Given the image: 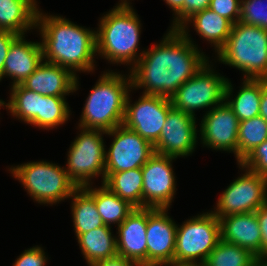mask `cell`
Returning a JSON list of instances; mask_svg holds the SVG:
<instances>
[{
    "label": "cell",
    "mask_w": 267,
    "mask_h": 266,
    "mask_svg": "<svg viewBox=\"0 0 267 266\" xmlns=\"http://www.w3.org/2000/svg\"><path fill=\"white\" fill-rule=\"evenodd\" d=\"M188 36L183 25L171 29L150 51H143L130 72L131 86L145 87V95L170 99L208 61Z\"/></svg>",
    "instance_id": "6da1fadb"
},
{
    "label": "cell",
    "mask_w": 267,
    "mask_h": 266,
    "mask_svg": "<svg viewBox=\"0 0 267 266\" xmlns=\"http://www.w3.org/2000/svg\"><path fill=\"white\" fill-rule=\"evenodd\" d=\"M37 26L41 29L43 59L46 62L71 72L93 71V58L97 52L95 31L75 25L60 16L43 15L40 11L37 14Z\"/></svg>",
    "instance_id": "7a4b0ae2"
},
{
    "label": "cell",
    "mask_w": 267,
    "mask_h": 266,
    "mask_svg": "<svg viewBox=\"0 0 267 266\" xmlns=\"http://www.w3.org/2000/svg\"><path fill=\"white\" fill-rule=\"evenodd\" d=\"M100 77L86 99L79 127L108 132L123 124L131 77L127 81L110 71Z\"/></svg>",
    "instance_id": "3957f363"
},
{
    "label": "cell",
    "mask_w": 267,
    "mask_h": 266,
    "mask_svg": "<svg viewBox=\"0 0 267 266\" xmlns=\"http://www.w3.org/2000/svg\"><path fill=\"white\" fill-rule=\"evenodd\" d=\"M99 26L96 51L113 63L128 64L134 60L135 65L141 25L127 0L104 15Z\"/></svg>",
    "instance_id": "277c9868"
},
{
    "label": "cell",
    "mask_w": 267,
    "mask_h": 266,
    "mask_svg": "<svg viewBox=\"0 0 267 266\" xmlns=\"http://www.w3.org/2000/svg\"><path fill=\"white\" fill-rule=\"evenodd\" d=\"M219 61L245 72L246 78L267 79V30L238 21L232 26Z\"/></svg>",
    "instance_id": "5b68a950"
},
{
    "label": "cell",
    "mask_w": 267,
    "mask_h": 266,
    "mask_svg": "<svg viewBox=\"0 0 267 266\" xmlns=\"http://www.w3.org/2000/svg\"><path fill=\"white\" fill-rule=\"evenodd\" d=\"M220 240L219 219L213 211L184 222L177 226L174 266H202Z\"/></svg>",
    "instance_id": "8992f818"
},
{
    "label": "cell",
    "mask_w": 267,
    "mask_h": 266,
    "mask_svg": "<svg viewBox=\"0 0 267 266\" xmlns=\"http://www.w3.org/2000/svg\"><path fill=\"white\" fill-rule=\"evenodd\" d=\"M65 169L46 161L29 162L10 168L13 176L20 180L31 197L44 204L69 198L78 189Z\"/></svg>",
    "instance_id": "52a82bcc"
},
{
    "label": "cell",
    "mask_w": 267,
    "mask_h": 266,
    "mask_svg": "<svg viewBox=\"0 0 267 266\" xmlns=\"http://www.w3.org/2000/svg\"><path fill=\"white\" fill-rule=\"evenodd\" d=\"M82 129L70 146L66 172L78 188L90 185L89 180L99 174L105 179V131Z\"/></svg>",
    "instance_id": "ba28073f"
},
{
    "label": "cell",
    "mask_w": 267,
    "mask_h": 266,
    "mask_svg": "<svg viewBox=\"0 0 267 266\" xmlns=\"http://www.w3.org/2000/svg\"><path fill=\"white\" fill-rule=\"evenodd\" d=\"M206 62L170 98L174 109L195 116L194 110L221 104L225 101L227 78L215 74Z\"/></svg>",
    "instance_id": "9c48e42d"
},
{
    "label": "cell",
    "mask_w": 267,
    "mask_h": 266,
    "mask_svg": "<svg viewBox=\"0 0 267 266\" xmlns=\"http://www.w3.org/2000/svg\"><path fill=\"white\" fill-rule=\"evenodd\" d=\"M106 134L115 137L109 151L105 152V173L141 168L155 154L151 142L124 124Z\"/></svg>",
    "instance_id": "30bf717a"
},
{
    "label": "cell",
    "mask_w": 267,
    "mask_h": 266,
    "mask_svg": "<svg viewBox=\"0 0 267 266\" xmlns=\"http://www.w3.org/2000/svg\"><path fill=\"white\" fill-rule=\"evenodd\" d=\"M222 193L217 202V218L233 214L256 212L267 202V177L246 169Z\"/></svg>",
    "instance_id": "8fae6325"
},
{
    "label": "cell",
    "mask_w": 267,
    "mask_h": 266,
    "mask_svg": "<svg viewBox=\"0 0 267 266\" xmlns=\"http://www.w3.org/2000/svg\"><path fill=\"white\" fill-rule=\"evenodd\" d=\"M173 108L171 99L143 94L133 105L126 99L123 124L154 144L160 137L168 112Z\"/></svg>",
    "instance_id": "7c38bea8"
},
{
    "label": "cell",
    "mask_w": 267,
    "mask_h": 266,
    "mask_svg": "<svg viewBox=\"0 0 267 266\" xmlns=\"http://www.w3.org/2000/svg\"><path fill=\"white\" fill-rule=\"evenodd\" d=\"M172 156L155 153L142 167L143 208L168 209L175 194Z\"/></svg>",
    "instance_id": "4fadbf2b"
},
{
    "label": "cell",
    "mask_w": 267,
    "mask_h": 266,
    "mask_svg": "<svg viewBox=\"0 0 267 266\" xmlns=\"http://www.w3.org/2000/svg\"><path fill=\"white\" fill-rule=\"evenodd\" d=\"M166 212L147 208V266H174L177 225Z\"/></svg>",
    "instance_id": "5bb4252c"
},
{
    "label": "cell",
    "mask_w": 267,
    "mask_h": 266,
    "mask_svg": "<svg viewBox=\"0 0 267 266\" xmlns=\"http://www.w3.org/2000/svg\"><path fill=\"white\" fill-rule=\"evenodd\" d=\"M195 117L172 108L162 127L159 139L153 144L154 151L164 156H187L196 146Z\"/></svg>",
    "instance_id": "9a60e30c"
},
{
    "label": "cell",
    "mask_w": 267,
    "mask_h": 266,
    "mask_svg": "<svg viewBox=\"0 0 267 266\" xmlns=\"http://www.w3.org/2000/svg\"><path fill=\"white\" fill-rule=\"evenodd\" d=\"M201 140L213 149L234 152L238 161L239 119L226 103L212 107L201 121Z\"/></svg>",
    "instance_id": "2e32d148"
},
{
    "label": "cell",
    "mask_w": 267,
    "mask_h": 266,
    "mask_svg": "<svg viewBox=\"0 0 267 266\" xmlns=\"http://www.w3.org/2000/svg\"><path fill=\"white\" fill-rule=\"evenodd\" d=\"M147 208H135L129 216L118 225L117 254L147 266Z\"/></svg>",
    "instance_id": "e0dca14e"
},
{
    "label": "cell",
    "mask_w": 267,
    "mask_h": 266,
    "mask_svg": "<svg viewBox=\"0 0 267 266\" xmlns=\"http://www.w3.org/2000/svg\"><path fill=\"white\" fill-rule=\"evenodd\" d=\"M75 72L48 62L41 63L21 84L43 96L64 97L78 87Z\"/></svg>",
    "instance_id": "ac0fdd59"
},
{
    "label": "cell",
    "mask_w": 267,
    "mask_h": 266,
    "mask_svg": "<svg viewBox=\"0 0 267 266\" xmlns=\"http://www.w3.org/2000/svg\"><path fill=\"white\" fill-rule=\"evenodd\" d=\"M221 240L249 250L261 259V230L256 212L219 218Z\"/></svg>",
    "instance_id": "d6986e66"
},
{
    "label": "cell",
    "mask_w": 267,
    "mask_h": 266,
    "mask_svg": "<svg viewBox=\"0 0 267 266\" xmlns=\"http://www.w3.org/2000/svg\"><path fill=\"white\" fill-rule=\"evenodd\" d=\"M19 35L10 45L4 63V75L14 79L13 86L22 84L42 63L43 50L41 43L27 42Z\"/></svg>",
    "instance_id": "ffe728a7"
},
{
    "label": "cell",
    "mask_w": 267,
    "mask_h": 266,
    "mask_svg": "<svg viewBox=\"0 0 267 266\" xmlns=\"http://www.w3.org/2000/svg\"><path fill=\"white\" fill-rule=\"evenodd\" d=\"M35 0H0V30L24 35L37 24Z\"/></svg>",
    "instance_id": "44dd1931"
},
{
    "label": "cell",
    "mask_w": 267,
    "mask_h": 266,
    "mask_svg": "<svg viewBox=\"0 0 267 266\" xmlns=\"http://www.w3.org/2000/svg\"><path fill=\"white\" fill-rule=\"evenodd\" d=\"M231 87V83L227 80L225 86V100L239 121L259 116L262 79L245 78L243 86L239 90L236 98L227 102L232 93L233 88Z\"/></svg>",
    "instance_id": "7402d4cb"
},
{
    "label": "cell",
    "mask_w": 267,
    "mask_h": 266,
    "mask_svg": "<svg viewBox=\"0 0 267 266\" xmlns=\"http://www.w3.org/2000/svg\"><path fill=\"white\" fill-rule=\"evenodd\" d=\"M102 184L135 208H143V173L141 168L105 173Z\"/></svg>",
    "instance_id": "603a6c76"
},
{
    "label": "cell",
    "mask_w": 267,
    "mask_h": 266,
    "mask_svg": "<svg viewBox=\"0 0 267 266\" xmlns=\"http://www.w3.org/2000/svg\"><path fill=\"white\" fill-rule=\"evenodd\" d=\"M110 229V226L104 225L77 237L89 266L95 262L118 255L116 238L112 237Z\"/></svg>",
    "instance_id": "cb8c5ba5"
},
{
    "label": "cell",
    "mask_w": 267,
    "mask_h": 266,
    "mask_svg": "<svg viewBox=\"0 0 267 266\" xmlns=\"http://www.w3.org/2000/svg\"><path fill=\"white\" fill-rule=\"evenodd\" d=\"M94 200L97 211L105 225H120L135 209L128 201L121 199L102 184L99 189H91L90 185L82 187Z\"/></svg>",
    "instance_id": "d4e9b609"
},
{
    "label": "cell",
    "mask_w": 267,
    "mask_h": 266,
    "mask_svg": "<svg viewBox=\"0 0 267 266\" xmlns=\"http://www.w3.org/2000/svg\"><path fill=\"white\" fill-rule=\"evenodd\" d=\"M188 21L193 23L196 32L199 33L202 38H205L210 41L211 44L213 43L215 45L217 52L226 43L233 26L228 19L221 17L210 8H206L194 14Z\"/></svg>",
    "instance_id": "484cf974"
},
{
    "label": "cell",
    "mask_w": 267,
    "mask_h": 266,
    "mask_svg": "<svg viewBox=\"0 0 267 266\" xmlns=\"http://www.w3.org/2000/svg\"><path fill=\"white\" fill-rule=\"evenodd\" d=\"M71 197H73L72 213L77 237L105 225L97 211L95 200L83 188H78Z\"/></svg>",
    "instance_id": "4316f807"
},
{
    "label": "cell",
    "mask_w": 267,
    "mask_h": 266,
    "mask_svg": "<svg viewBox=\"0 0 267 266\" xmlns=\"http://www.w3.org/2000/svg\"><path fill=\"white\" fill-rule=\"evenodd\" d=\"M257 260L249 250L220 240L202 266H255Z\"/></svg>",
    "instance_id": "83f0119b"
},
{
    "label": "cell",
    "mask_w": 267,
    "mask_h": 266,
    "mask_svg": "<svg viewBox=\"0 0 267 266\" xmlns=\"http://www.w3.org/2000/svg\"><path fill=\"white\" fill-rule=\"evenodd\" d=\"M267 140V121L261 116L240 121L238 129V163Z\"/></svg>",
    "instance_id": "f1b7e54d"
},
{
    "label": "cell",
    "mask_w": 267,
    "mask_h": 266,
    "mask_svg": "<svg viewBox=\"0 0 267 266\" xmlns=\"http://www.w3.org/2000/svg\"><path fill=\"white\" fill-rule=\"evenodd\" d=\"M10 97L8 104L2 100L1 105H6L13 116L30 123L39 114L40 94L18 84L12 86Z\"/></svg>",
    "instance_id": "f546056e"
},
{
    "label": "cell",
    "mask_w": 267,
    "mask_h": 266,
    "mask_svg": "<svg viewBox=\"0 0 267 266\" xmlns=\"http://www.w3.org/2000/svg\"><path fill=\"white\" fill-rule=\"evenodd\" d=\"M65 97L40 95L39 114L29 123L41 128H54L69 117Z\"/></svg>",
    "instance_id": "4dcf8cb0"
},
{
    "label": "cell",
    "mask_w": 267,
    "mask_h": 266,
    "mask_svg": "<svg viewBox=\"0 0 267 266\" xmlns=\"http://www.w3.org/2000/svg\"><path fill=\"white\" fill-rule=\"evenodd\" d=\"M239 21L267 30V4L264 0H241Z\"/></svg>",
    "instance_id": "1f68e13d"
},
{
    "label": "cell",
    "mask_w": 267,
    "mask_h": 266,
    "mask_svg": "<svg viewBox=\"0 0 267 266\" xmlns=\"http://www.w3.org/2000/svg\"><path fill=\"white\" fill-rule=\"evenodd\" d=\"M242 169L267 177V140L258 145L240 163Z\"/></svg>",
    "instance_id": "d6a6232c"
},
{
    "label": "cell",
    "mask_w": 267,
    "mask_h": 266,
    "mask_svg": "<svg viewBox=\"0 0 267 266\" xmlns=\"http://www.w3.org/2000/svg\"><path fill=\"white\" fill-rule=\"evenodd\" d=\"M240 2V0H211L209 8L234 25L239 21Z\"/></svg>",
    "instance_id": "836d02e7"
},
{
    "label": "cell",
    "mask_w": 267,
    "mask_h": 266,
    "mask_svg": "<svg viewBox=\"0 0 267 266\" xmlns=\"http://www.w3.org/2000/svg\"><path fill=\"white\" fill-rule=\"evenodd\" d=\"M41 247H32L25 250L23 254L17 258L13 266H45L46 257Z\"/></svg>",
    "instance_id": "e575fe53"
},
{
    "label": "cell",
    "mask_w": 267,
    "mask_h": 266,
    "mask_svg": "<svg viewBox=\"0 0 267 266\" xmlns=\"http://www.w3.org/2000/svg\"><path fill=\"white\" fill-rule=\"evenodd\" d=\"M261 230V259L267 258V202L256 211Z\"/></svg>",
    "instance_id": "d590c367"
},
{
    "label": "cell",
    "mask_w": 267,
    "mask_h": 266,
    "mask_svg": "<svg viewBox=\"0 0 267 266\" xmlns=\"http://www.w3.org/2000/svg\"><path fill=\"white\" fill-rule=\"evenodd\" d=\"M18 36L13 32L0 30V80L3 78L4 63L10 45Z\"/></svg>",
    "instance_id": "8d00e7d4"
},
{
    "label": "cell",
    "mask_w": 267,
    "mask_h": 266,
    "mask_svg": "<svg viewBox=\"0 0 267 266\" xmlns=\"http://www.w3.org/2000/svg\"><path fill=\"white\" fill-rule=\"evenodd\" d=\"M211 0H184V25L194 14L209 8Z\"/></svg>",
    "instance_id": "74e56055"
},
{
    "label": "cell",
    "mask_w": 267,
    "mask_h": 266,
    "mask_svg": "<svg viewBox=\"0 0 267 266\" xmlns=\"http://www.w3.org/2000/svg\"><path fill=\"white\" fill-rule=\"evenodd\" d=\"M172 8L177 17L171 29H180L184 25V0H164Z\"/></svg>",
    "instance_id": "f35d334b"
},
{
    "label": "cell",
    "mask_w": 267,
    "mask_h": 266,
    "mask_svg": "<svg viewBox=\"0 0 267 266\" xmlns=\"http://www.w3.org/2000/svg\"><path fill=\"white\" fill-rule=\"evenodd\" d=\"M90 266H141L138 263L125 259L122 256H115L91 264Z\"/></svg>",
    "instance_id": "ab89813d"
},
{
    "label": "cell",
    "mask_w": 267,
    "mask_h": 266,
    "mask_svg": "<svg viewBox=\"0 0 267 266\" xmlns=\"http://www.w3.org/2000/svg\"><path fill=\"white\" fill-rule=\"evenodd\" d=\"M259 116L267 121V79H262V94Z\"/></svg>",
    "instance_id": "60d3db41"
},
{
    "label": "cell",
    "mask_w": 267,
    "mask_h": 266,
    "mask_svg": "<svg viewBox=\"0 0 267 266\" xmlns=\"http://www.w3.org/2000/svg\"><path fill=\"white\" fill-rule=\"evenodd\" d=\"M255 266H267L266 259H258Z\"/></svg>",
    "instance_id": "b9f144b4"
}]
</instances>
